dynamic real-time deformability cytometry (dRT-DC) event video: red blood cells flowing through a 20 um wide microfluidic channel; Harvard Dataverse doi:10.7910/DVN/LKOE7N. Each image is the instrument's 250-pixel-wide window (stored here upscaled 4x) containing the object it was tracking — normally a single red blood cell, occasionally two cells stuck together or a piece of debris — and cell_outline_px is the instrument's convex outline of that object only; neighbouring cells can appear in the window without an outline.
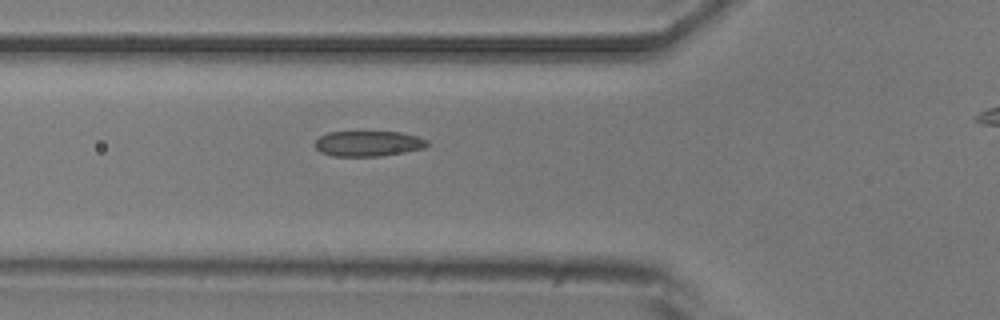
{"species": "common noctule bat (a hibernating species)", "species_latin": "Nyctalus noctula", "temperature_condition": "room temperature", "stored_images_in_passage": 5, "segment_of_instrument_passage": [1, 2], "camera_frame_rate_fps": 3000, "um_per_image_px": 0.085, "animal": {"sex": "male", "body_mass_g": 20.5, "forearm_length_mm": 52.5}, "frame": {"image": 1, "passage_image": 4, "time_ms": 3.333, "image_size_px": [1000, 320], "cell_outline_px": [[432, 144], [424, 148], [404, 152], [380, 156], [332, 156], [320, 152], [312, 144], [320, 136], [328, 132], [400, 132], [416, 136], [428, 140]], "centroid_in_image_um": [31.3, 12.2], "position_along_channel_um": 94.5, "area_um2": 16.76}}